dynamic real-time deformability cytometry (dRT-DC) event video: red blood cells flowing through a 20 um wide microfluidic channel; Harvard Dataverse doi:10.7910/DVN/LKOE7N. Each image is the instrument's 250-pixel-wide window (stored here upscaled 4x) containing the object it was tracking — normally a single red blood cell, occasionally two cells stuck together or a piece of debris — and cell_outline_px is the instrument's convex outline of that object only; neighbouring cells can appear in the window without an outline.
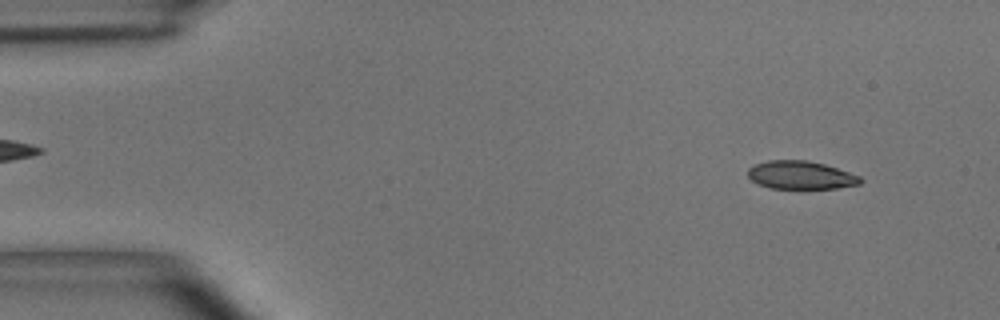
{"species": "common noctule bat (a hibernating species)", "species_latin": "Nyctalus noctula", "temperature_condition": "room temperature", "stored_images_in_passage": 52, "camera_frame_rate_fps": 3000, "um_per_image_px": 0.085, "animal": {"sex": "male", "body_mass_g": 15.6}, "frame": {"image": 1, "passage_image": 2, "time_ms": 0.333, "image_size_px": [1000, 320], "cell_outline_px": [[864, 180], [860, 184], [836, 188], [772, 188], [760, 184], [752, 180], [748, 176], [748, 168], [756, 164], [768, 160], [808, 160], [824, 164], [860, 176]], "centroid_in_image_um": [68.08, 14.88], "position_along_channel_um": 16.9, "area_um2": 18.26}}
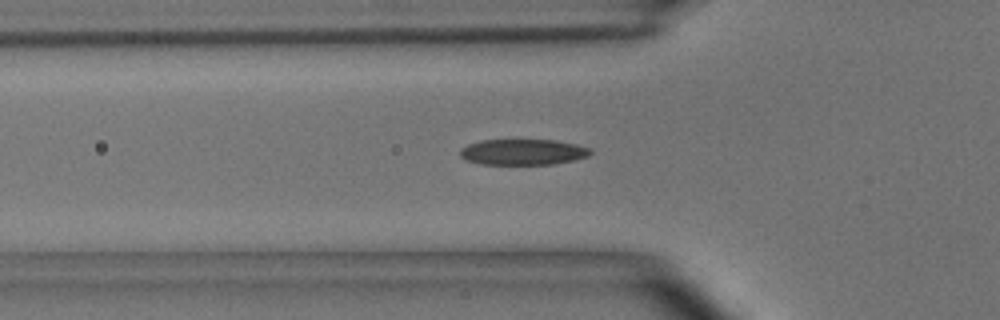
{"frame": {"image": 2, "passage_image": 15, "time_ms": 4.667, "image_size_px": [1000, 320], "cell_outline_px": [[592, 152], [588, 156], [572, 160], [552, 164], [480, 164], [464, 160], [460, 156], [460, 148], [468, 144], [480, 140], [556, 140], [576, 144], [592, 148]], "centroid_in_image_um": [44.43, 12.92], "position_along_channel_um": 81.4, "area_um2": 19.71}}
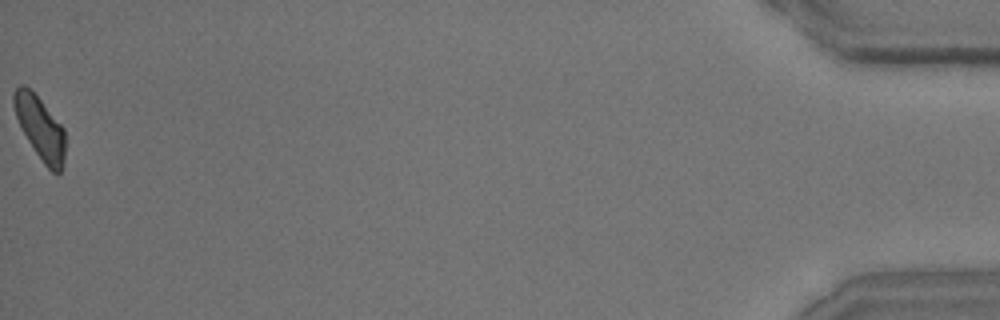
{"frame": {"image": 3, "passage_image": 52, "time_ms": 17.0, "image_size_px": [1000, 320], "cell_outline_px": [[64, 160], [60, 172], [52, 172], [44, 164], [28, 140], [16, 116], [12, 104], [12, 96], [16, 88], [20, 84], [24, 84], [40, 100], [64, 128]], "centroid_in_image_um": [3.4, 10.86], "position_along_channel_um": 431.8, "area_um2": 18.32}, "authors_computed_cell_mechanics": {"area_um2": 19.7387, "velocity_mm_per_s": 3.6287, "shape_relaxation_time_tau1_ms": 4.5627, "shape_relaxation_time_tau2_ms": 2.4997, "deformation_change_tau1": 0.1586, "deformation_change_tau2": 0.0983}}